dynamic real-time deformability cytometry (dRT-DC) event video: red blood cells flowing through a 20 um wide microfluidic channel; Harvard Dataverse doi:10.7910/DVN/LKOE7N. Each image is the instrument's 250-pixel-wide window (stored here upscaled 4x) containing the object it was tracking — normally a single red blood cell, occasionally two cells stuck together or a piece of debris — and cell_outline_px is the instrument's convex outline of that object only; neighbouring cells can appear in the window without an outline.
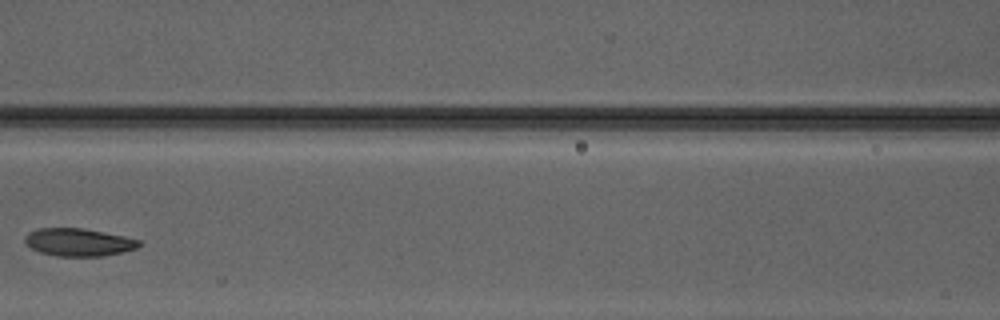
{"species": "Egyptian fruit bat (a non-hibernating species)", "species_latin": "Rousettus aegyptiacus", "temperature_condition": "warm", "stored_images_in_passage": 4, "camera_frame_rate_fps": 3000, "um_per_image_px": 0.085, "animal": {"sex": "male"}, "frame": {"image": 1, "passage_image": 4, "time_ms": 3.333, "image_size_px": [1000, 320], "cell_outline_px": [[144, 244], [136, 248], [104, 256], [56, 256], [40, 252], [32, 248], [24, 240], [24, 236], [28, 232], [40, 228], [80, 228], [104, 232], [124, 236], [140, 240]], "centroid_in_image_um": [6.69, 20.59], "position_along_channel_um": 159.9, "area_um2": 18.38}}